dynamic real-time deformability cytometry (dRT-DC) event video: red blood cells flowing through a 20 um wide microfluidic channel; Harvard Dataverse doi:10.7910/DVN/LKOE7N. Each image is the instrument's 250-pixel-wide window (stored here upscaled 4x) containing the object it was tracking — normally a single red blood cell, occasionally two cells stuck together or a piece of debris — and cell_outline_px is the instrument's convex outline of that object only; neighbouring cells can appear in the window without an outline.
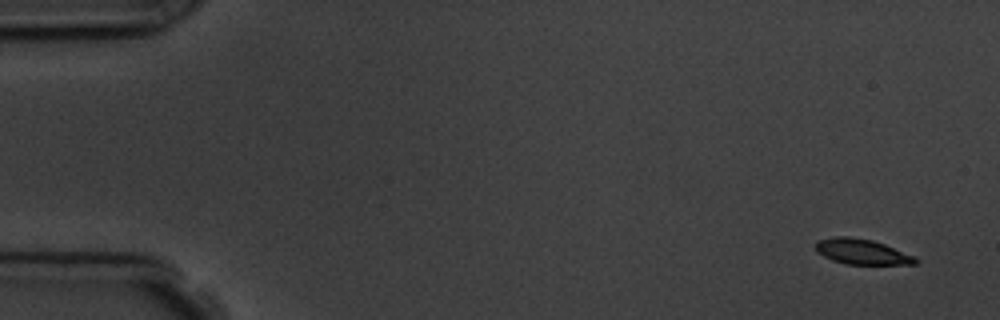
{"species": "common noctule bat (a hibernating species)", "species_latin": "Nyctalus noctula", "temperature_condition": "room temperature", "stored_images_in_passage": 4, "camera_frame_rate_fps": 3000, "um_per_image_px": 0.085, "animal": {"sex": "male", "body_mass_g": 19.5, "forearm_length_mm": 54.6}, "frame": {"image": 1, "passage_image": 1, "time_ms": 0.0, "image_size_px": [1000, 320], "cell_outline_px": [[920, 264], [844, 264], [832, 260], [816, 252], [816, 244], [820, 240], [836, 236], [848, 236], [872, 240], [884, 244], [916, 256], [920, 260]], "centroid_in_image_um": [73.32, 21.4], "position_along_channel_um": 11.7, "area_um2": 14.8}}